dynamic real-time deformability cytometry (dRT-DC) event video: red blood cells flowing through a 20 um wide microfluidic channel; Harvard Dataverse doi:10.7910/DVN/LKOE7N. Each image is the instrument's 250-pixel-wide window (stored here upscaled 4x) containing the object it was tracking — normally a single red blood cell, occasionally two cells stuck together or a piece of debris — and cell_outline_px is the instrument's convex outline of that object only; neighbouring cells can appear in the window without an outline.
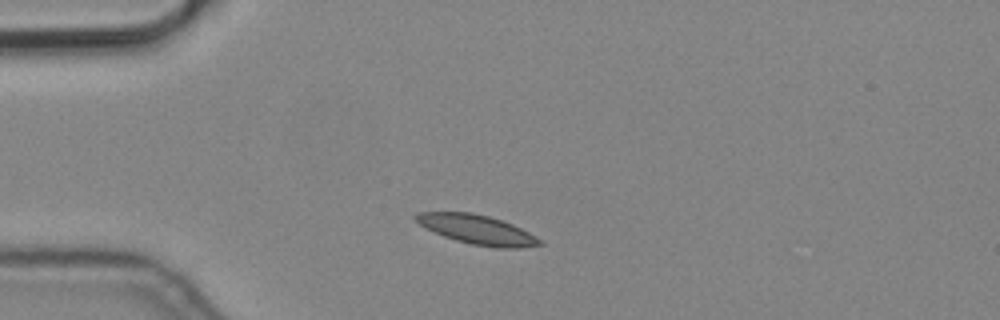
{"species": "common noctule bat (a hibernating species)", "species_latin": "Nyctalus noctula", "temperature_condition": "cold", "stored_images_in_passage": 6, "camera_frame_rate_fps": 3000, "um_per_image_px": 0.085, "animal": {"sex": "male", "body_mass_g": 19.2, "forearm_length_mm": 51.8}, "frame": {"image": 1, "passage_image": 1, "time_ms": 0.0, "image_size_px": [1000, 320], "cell_outline_px": [[544, 244], [520, 248], [496, 248], [472, 244], [456, 240], [444, 236], [424, 228], [412, 216], [416, 212], [472, 212], [488, 216], [512, 224], [536, 236]], "centroid_in_image_um": [40.53, 19.51], "position_along_channel_um": 44.5, "area_um2": 21.1}}
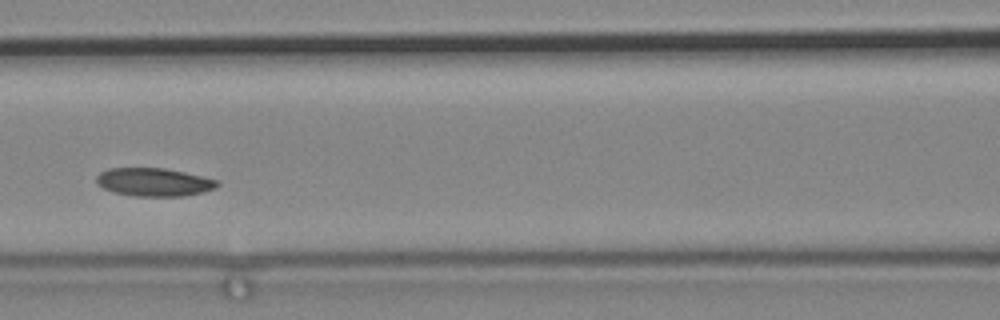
{"frame": {"image": 2, "passage_image": 4, "time_ms": 1.0, "image_size_px": [1000, 320], "cell_outline_px": [[220, 184], [216, 188], [184, 196], [132, 196], [112, 192], [96, 184], [96, 176], [100, 172], [108, 168], [164, 168], [184, 172], [216, 180]], "centroid_in_image_um": [13.03, 15.48], "position_along_channel_um": 153.6, "area_um2": 19.83}}
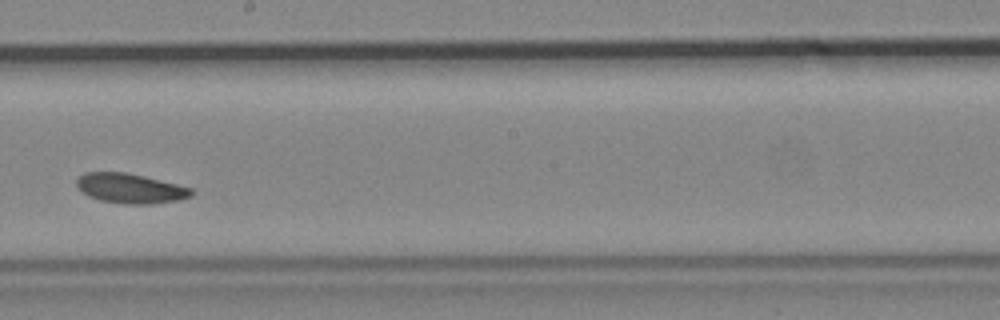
{"frame": {"image": 3, "passage_image": 6, "time_ms": 1.667, "image_size_px": [1000, 320], "cell_outline_px": [[196, 192], [192, 196], [180, 200], [152, 204], [124, 204], [100, 200], [88, 196], [76, 188], [76, 180], [84, 172], [124, 172], [144, 176], [192, 188]], "centroid_in_image_um": [11.08, 16.02], "position_along_channel_um": 237.1, "area_um2": 20.11}}